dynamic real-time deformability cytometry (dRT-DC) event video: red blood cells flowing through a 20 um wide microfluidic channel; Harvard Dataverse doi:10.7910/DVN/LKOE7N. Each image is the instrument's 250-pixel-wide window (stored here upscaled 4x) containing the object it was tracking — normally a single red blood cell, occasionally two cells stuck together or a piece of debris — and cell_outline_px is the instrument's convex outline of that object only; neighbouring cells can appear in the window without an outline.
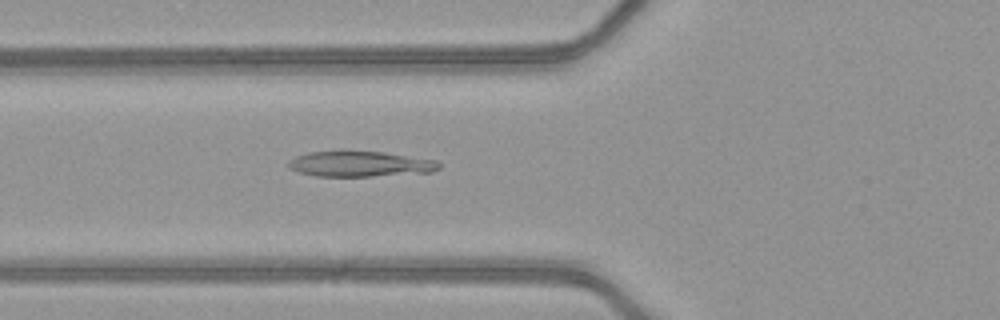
{"species": "common noctule bat (a hibernating species)", "species_latin": "Nyctalus noctula", "temperature_condition": "warm", "stored_images_in_passage": 52, "camera_frame_rate_fps": 3000, "um_per_image_px": 0.085, "animal": {"sex": "female", "body_mass_g": 21.9}, "frame": {"image": 1, "passage_image": 21, "time_ms": 6.667, "image_size_px": [1000, 320], "cell_outline_px": [[440, 168], [432, 172], [372, 176], [316, 176], [300, 172], [288, 168], [288, 160], [296, 156], [308, 152], [340, 148], [384, 152], [436, 160], [440, 164]], "centroid_in_image_um": [30.55, 13.89], "position_along_channel_um": 95.2, "area_um2": 23.18}}
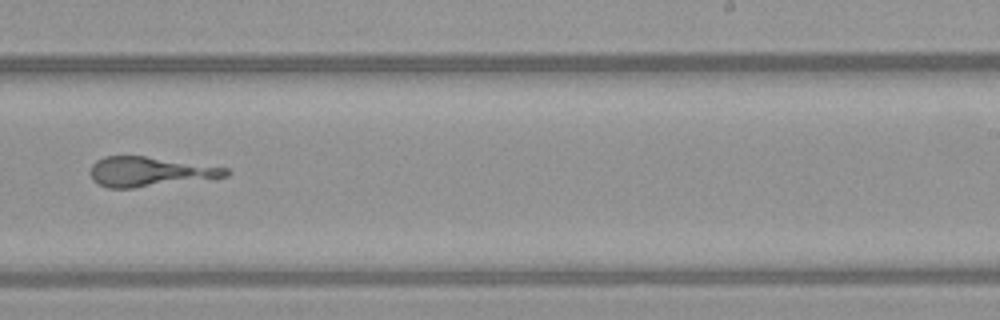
{"frame": {"image": 2, "passage_image": 34, "time_ms": 11.0, "image_size_px": [1000, 320], "cell_outline_px": [[232, 172], [228, 176], [216, 180], [132, 188], [108, 188], [92, 180], [88, 172], [92, 164], [96, 160], [104, 156], [144, 156], [228, 168]], "centroid_in_image_um": [12.8, 14.62], "position_along_channel_um": 276.2, "area_um2": 24.1}}
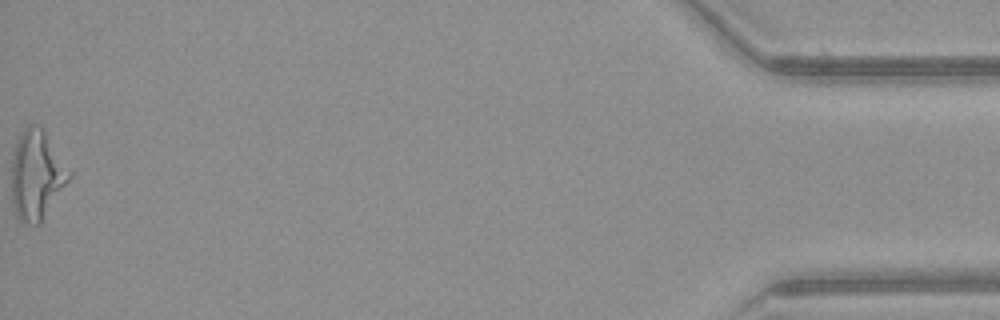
{"frame": {"image": 3, "passage_image": 52, "time_ms": 17.0, "image_size_px": [1000, 320], "cell_outline_px": [[72, 176], [40, 224], [28, 224], [20, 220], [16, 216], [12, 204], [12, 156], [16, 140], [24, 128], [28, 124], [32, 124], [44, 128], [72, 172]], "centroid_in_image_um": [3.12, 14.85], "position_along_channel_um": 432.1, "area_um2": 30.35}}